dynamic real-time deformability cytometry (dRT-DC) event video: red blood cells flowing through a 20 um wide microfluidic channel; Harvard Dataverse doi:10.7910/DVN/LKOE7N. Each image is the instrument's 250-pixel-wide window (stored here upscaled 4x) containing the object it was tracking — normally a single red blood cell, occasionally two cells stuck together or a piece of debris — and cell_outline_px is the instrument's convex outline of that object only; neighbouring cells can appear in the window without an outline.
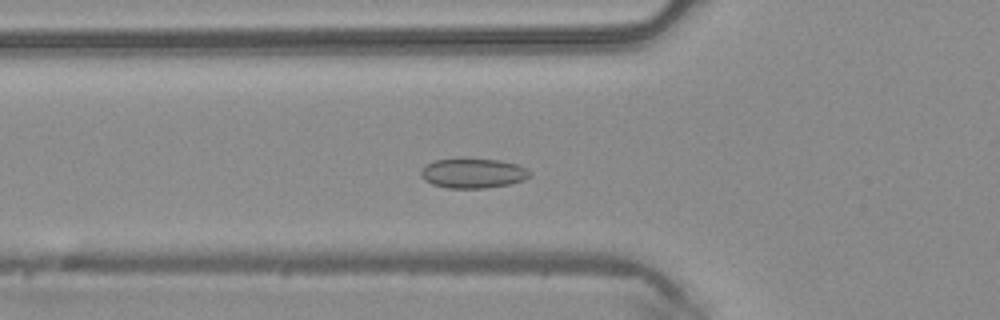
{"species": "common noctule bat (a hibernating species)", "species_latin": "Nyctalus noctula", "temperature_condition": "warm", "stored_images_in_passage": 46, "camera_frame_rate_fps": 3000, "um_per_image_px": 0.085, "animal": {"sex": "male", "body_mass_g": 20.4}, "frame": {"image": 1, "passage_image": 15, "time_ms": 4.667, "image_size_px": [1000, 320], "cell_outline_px": [[532, 172], [524, 180], [508, 184], [484, 188], [448, 188], [432, 184], [424, 180], [420, 176], [420, 168], [424, 164], [436, 160], [500, 160], [516, 164]], "centroid_in_image_um": [40.15, 14.74], "position_along_channel_um": 85.6, "area_um2": 18.55}}
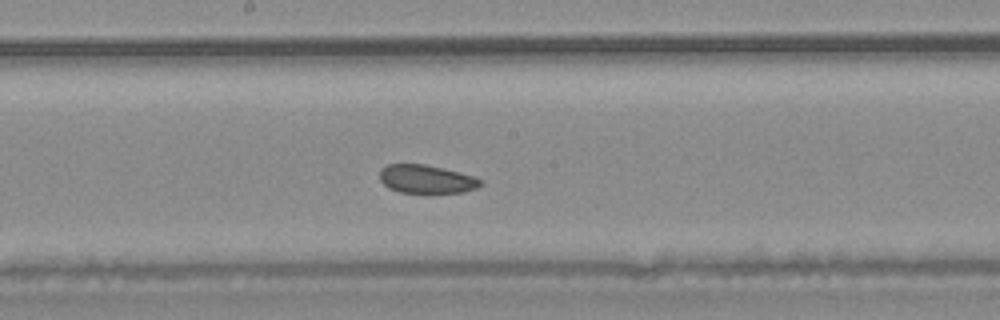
{"frame": {"image": 2, "passage_image": 24, "time_ms": 7.667, "image_size_px": [1000, 320], "cell_outline_px": [[484, 184], [476, 188], [464, 192], [400, 192], [388, 188], [380, 180], [380, 168], [388, 164], [424, 164], [476, 176], [484, 180]], "centroid_in_image_um": [36.27, 15.22], "position_along_channel_um": 211.9, "area_um2": 16.7}}
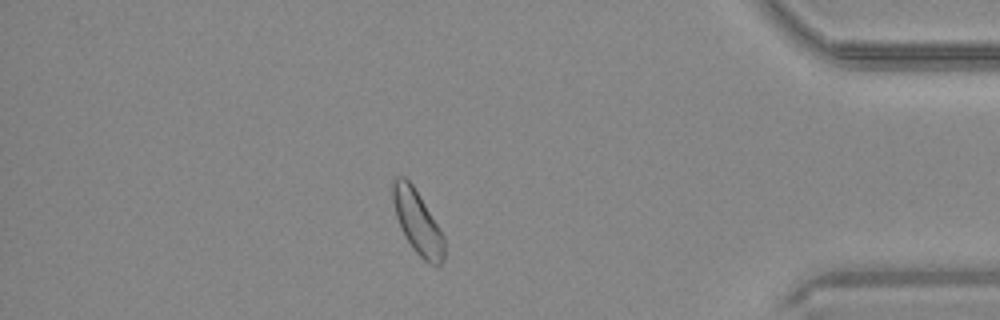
{"frame": {"image": 3, "passage_image": 40, "time_ms": 13.0, "image_size_px": [1000, 320], "cell_outline_px": [[444, 260], [440, 264], [432, 264], [424, 260], [416, 252], [404, 236], [396, 216], [392, 200], [392, 180], [396, 176], [404, 176], [412, 184], [444, 236]], "centroid_in_image_um": [35.46, 18.86], "position_along_channel_um": 399.7, "area_um2": 18.73}, "authors_computed_cell_mechanics": {"area_um2": 18.5538, "velocity_mm_per_s": 4.1991, "shape_relaxation_time_tau1_ms": null, "shape_relaxation_time_tau2_ms": 2.2614, "deformation_change_tau1": null, "deformation_change_tau2": 0.0623}}